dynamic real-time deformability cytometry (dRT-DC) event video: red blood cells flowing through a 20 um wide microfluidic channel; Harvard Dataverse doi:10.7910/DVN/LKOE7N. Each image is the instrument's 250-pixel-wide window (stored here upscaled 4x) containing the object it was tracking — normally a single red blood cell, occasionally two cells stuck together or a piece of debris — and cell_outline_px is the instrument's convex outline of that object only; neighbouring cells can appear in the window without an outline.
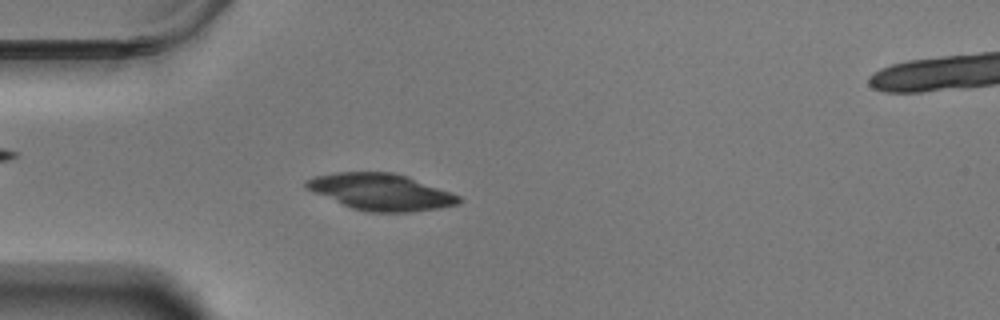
{"species": "Egyptian fruit bat (a non-hibernating species)", "species_latin": "Rousettus aegyptiacus", "temperature_condition": "warm", "stored_images_in_passage": 40, "camera_frame_rate_fps": 3000, "um_per_image_px": 0.085, "animal": {"sex": "male"}, "frame": {"image": 1, "passage_image": 4, "time_ms": 1.0, "image_size_px": [1000, 320], "cell_outline_px": [[464, 200], [456, 204], [440, 208], [412, 212], [368, 212], [352, 208], [304, 188], [304, 184], [308, 180], [316, 176], [336, 172], [392, 172], [408, 176], [460, 196]], "centroid_in_image_um": [32.39, 16.31], "position_along_channel_um": 52.6, "area_um2": 32.31}}
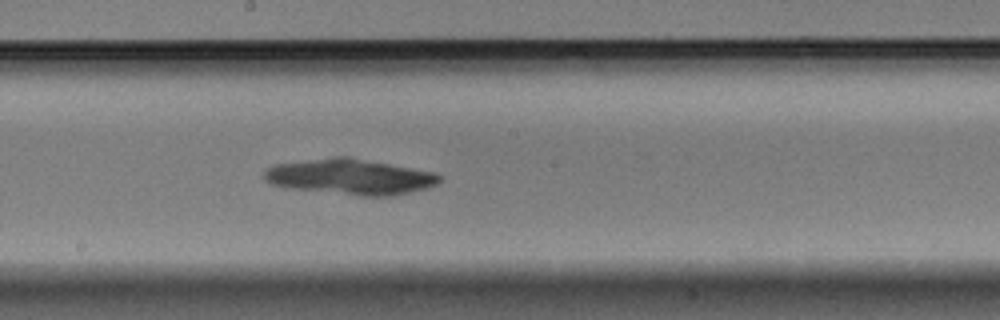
{"frame": {"image": 2, "passage_image": 19, "time_ms": 6.0, "image_size_px": [1000, 320], "cell_outline_px": [[444, 180], [428, 188], [412, 192], [392, 196], [360, 196], [284, 188], [272, 184], [264, 180], [264, 172], [272, 164], [336, 156], [348, 156], [436, 172]], "centroid_in_image_um": [29.77, 15.03], "position_along_channel_um": 218.4, "area_um2": 36.99}}
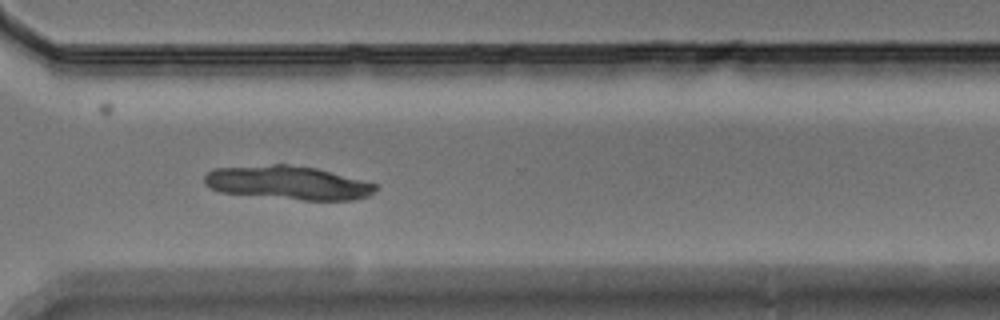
{"frame": {"image": 3, "passage_image": 30, "time_ms": 9.667, "image_size_px": [1000, 320], "cell_outline_px": [[376, 188], [368, 196], [352, 200], [304, 200], [220, 192], [208, 188], [204, 184], [204, 176], [212, 168], [272, 164], [288, 164], [316, 168], [376, 184]], "centroid_in_image_um": [24.4, 15.53], "position_along_channel_um": 346.2, "area_um2": 33.41}}